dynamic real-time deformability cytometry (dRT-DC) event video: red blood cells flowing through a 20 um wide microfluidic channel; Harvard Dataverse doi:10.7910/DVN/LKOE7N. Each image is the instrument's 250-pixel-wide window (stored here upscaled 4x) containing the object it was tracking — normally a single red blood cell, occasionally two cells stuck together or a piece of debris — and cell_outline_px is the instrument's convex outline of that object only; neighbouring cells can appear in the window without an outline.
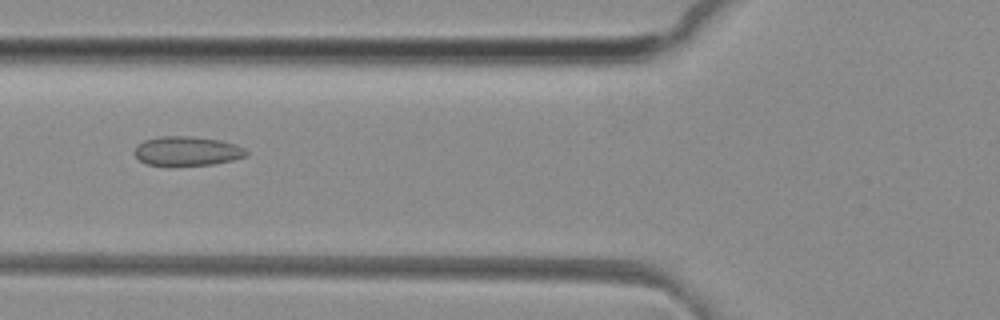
{"species": "common noctule bat (a hibernating species)", "species_latin": "Nyctalus noctula", "temperature_condition": "room temperature", "stored_images_in_passage": 50, "camera_frame_rate_fps": 3000, "um_per_image_px": 0.085, "animal": {"sex": "female", "body_mass_g": 29.2, "forearm_length_mm": 56.3}, "frame": {"image": 1, "passage_image": 19, "time_ms": 6.0, "image_size_px": [1000, 320], "cell_outline_px": [[248, 156], [232, 160], [212, 164], [168, 168], [148, 164], [140, 160], [136, 156], [136, 144], [144, 140], [160, 136], [192, 136], [220, 140], [236, 144], [244, 148], [248, 152]], "centroid_in_image_um": [15.9, 12.87], "position_along_channel_um": 109.9, "area_um2": 19.65}}
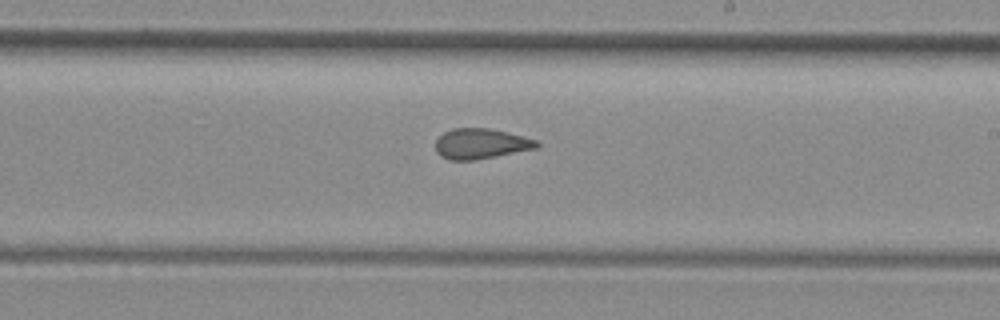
{"frame": {"image": 2, "passage_image": 29, "time_ms": 9.333, "image_size_px": [1000, 320], "cell_outline_px": [[540, 144], [536, 148], [476, 160], [448, 160], [440, 156], [436, 152], [436, 140], [444, 132], [452, 128], [488, 128], [508, 132], [536, 140]], "centroid_in_image_um": [40.84, 12.22], "position_along_channel_um": 248.2, "area_um2": 17.86}}
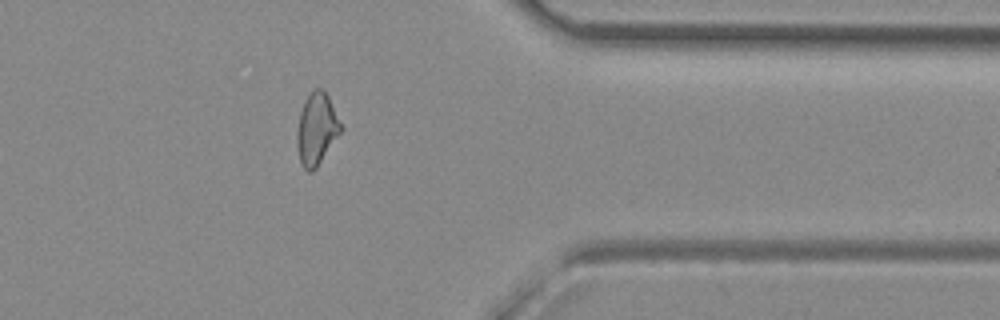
{"frame": {"image": 3, "passage_image": 40, "time_ms": 13.0, "image_size_px": [1000, 320], "cell_outline_px": [[344, 128], [316, 168], [312, 172], [308, 172], [300, 164], [296, 144], [296, 132], [300, 112], [312, 88], [324, 88]], "centroid_in_image_um": [26.91, 10.97], "position_along_channel_um": 384.5, "area_um2": 18.55}, "authors_computed_cell_mechanics": {"area_um2": 18.8717, "velocity_mm_per_s": 4.1546, "shape_relaxation_time_tau1_ms": null, "shape_relaxation_time_tau2_ms": 1.2673, "deformation_change_tau1": null, "deformation_change_tau2": 0.0753}}